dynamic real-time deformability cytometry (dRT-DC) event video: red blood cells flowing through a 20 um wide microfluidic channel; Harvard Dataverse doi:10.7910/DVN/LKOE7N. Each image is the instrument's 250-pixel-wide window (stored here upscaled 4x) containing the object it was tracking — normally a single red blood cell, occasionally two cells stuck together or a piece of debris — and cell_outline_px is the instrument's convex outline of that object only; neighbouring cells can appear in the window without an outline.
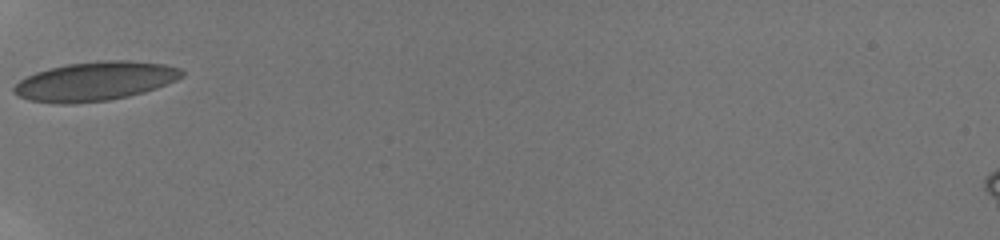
{"species": "human", "species_latin": "Homo sapiens", "temperature_condition": "room temperature", "stored_images_in_passage": 21, "camera_frame_rate_fps": 3000, "um_per_image_px": 0.085, "donor": {"sex": "male"}, "frame": {"image": 1, "passage_image": 1, "time_ms": 0.0, "image_size_px": [1000, 240], "cell_outline_px": [[184, 76], [176, 80], [156, 88], [144, 92], [128, 96], [108, 100], [72, 104], [56, 104], [28, 100], [12, 92], [12, 88], [20, 80], [36, 72], [48, 68], [68, 64], [100, 60], [128, 60], [164, 64], [180, 68], [184, 72]], "centroid_in_image_um": [8.07, 6.91], "position_along_channel_um": 76.9, "area_um2": 38.26}}
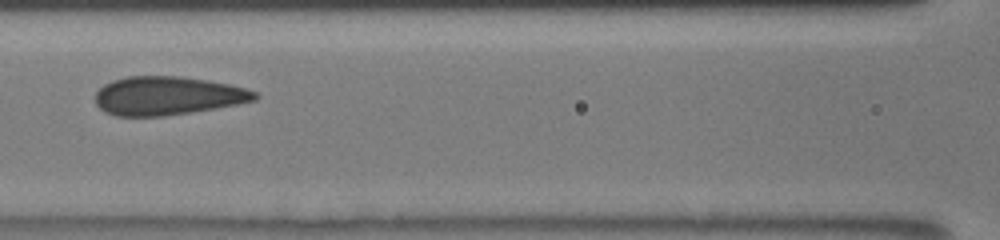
{"frame": {"image": 2, "passage_image": 13, "time_ms": 2.0, "image_size_px": [1000, 240], "cell_outline_px": [[260, 96], [256, 100], [236, 104], [164, 116], [112, 116], [104, 112], [96, 104], [96, 92], [104, 84], [112, 80], [128, 76], [180, 76], [228, 84], [244, 88], [256, 92]], "centroid_in_image_um": [14.19, 8.14], "position_along_channel_um": 152.4, "area_um2": 35.6}}
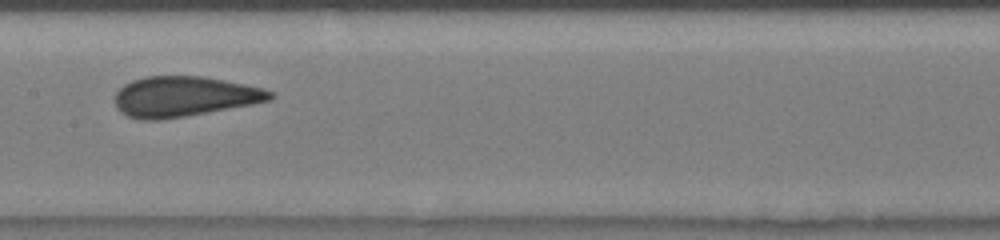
{"frame": {"image": 3, "passage_image": 20, "time_ms": 3.0, "image_size_px": [1000, 240], "cell_outline_px": [[276, 96], [272, 100], [252, 104], [184, 116], [160, 120], [140, 120], [128, 116], [120, 112], [116, 108], [116, 92], [124, 84], [132, 80], [144, 76], [200, 76], [224, 80], [264, 88], [272, 92]], "centroid_in_image_um": [15.64, 8.2], "position_along_channel_um": 191.8, "area_um2": 36.36}}